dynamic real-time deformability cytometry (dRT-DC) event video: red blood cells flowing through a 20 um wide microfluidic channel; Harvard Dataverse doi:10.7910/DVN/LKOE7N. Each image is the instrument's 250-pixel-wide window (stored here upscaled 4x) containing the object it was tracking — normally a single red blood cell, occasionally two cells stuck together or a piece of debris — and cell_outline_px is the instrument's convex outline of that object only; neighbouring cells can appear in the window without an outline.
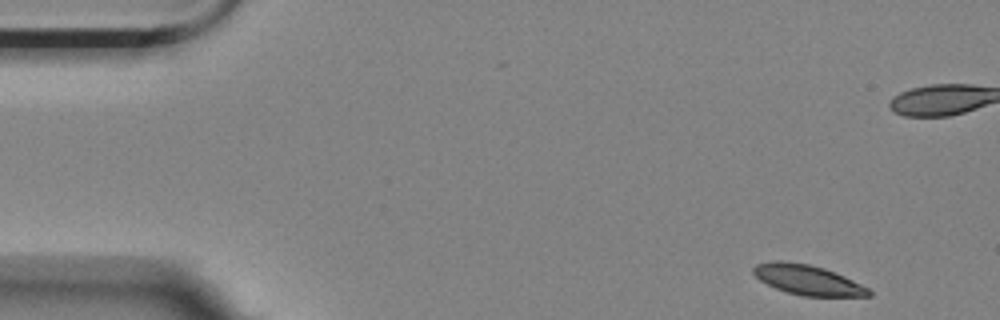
{"species": "Egyptian fruit bat (a non-hibernating species)", "species_latin": "Rousettus aegyptiacus", "temperature_condition": "room temperature", "stored_images_in_passage": 6, "segment_of_instrument_passage": [1, 2], "camera_frame_rate_fps": 3000, "um_per_image_px": 0.085, "animal": {"sex": "female"}, "frame": {"image": 1, "passage_image": 1, "time_ms": 0.0, "image_size_px": [1000, 320], "cell_outline_px": [[872, 296], [804, 296], [788, 292], [776, 288], [760, 280], [752, 272], [752, 268], [756, 264], [772, 260], [780, 260], [808, 264], [824, 268], [844, 276], [868, 288], [872, 292]], "centroid_in_image_um": [68.63, 23.78], "position_along_channel_um": 16.4, "area_um2": 20.0}}
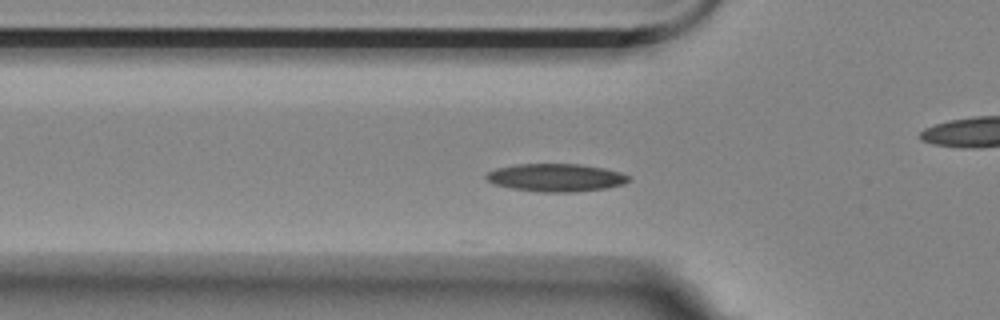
{"frame": {"image": 2, "passage_image": 5, "time_ms": 1.333, "image_size_px": [1000, 320], "cell_outline_px": [[632, 180], [624, 184], [604, 188], [572, 192], [540, 192], [512, 188], [492, 184], [484, 176], [488, 172], [496, 168], [516, 164], [580, 164], [604, 168], [620, 172], [632, 176]], "centroid_in_image_um": [47.27, 15.09], "position_along_channel_um": 78.5, "area_um2": 23.24}}